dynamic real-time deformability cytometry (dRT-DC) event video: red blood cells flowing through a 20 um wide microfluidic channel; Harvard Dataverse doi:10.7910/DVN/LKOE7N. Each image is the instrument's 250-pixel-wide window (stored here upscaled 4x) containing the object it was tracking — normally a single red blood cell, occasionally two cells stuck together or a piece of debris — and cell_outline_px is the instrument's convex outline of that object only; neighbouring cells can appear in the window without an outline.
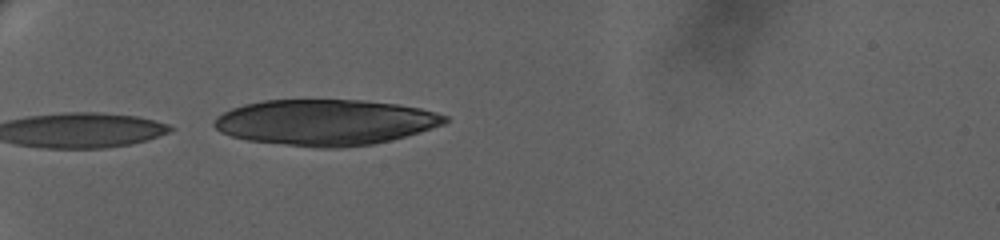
{"species": "human", "species_latin": "Homo sapiens", "temperature_condition": "warm", "stored_images_in_passage": 22, "segment_of_instrument_passage": [1, 2], "camera_frame_rate_fps": 3000, "um_per_image_px": 0.085, "donor": {"sex": "female"}, "frame": {"image": 1, "passage_image": 1, "time_ms": 0.0, "image_size_px": [1000, 240], "cell_outline_px": [[448, 120], [444, 124], [420, 132], [392, 140], [372, 144], [340, 148], [320, 148], [248, 140], [232, 136], [220, 132], [212, 124], [216, 116], [232, 108], [244, 104], [264, 100], [364, 100], [400, 104], [420, 108], [436, 112], [448, 116]], "centroid_in_image_um": [27.67, 10.39], "position_along_channel_um": 57.3, "area_um2": 61.73}}